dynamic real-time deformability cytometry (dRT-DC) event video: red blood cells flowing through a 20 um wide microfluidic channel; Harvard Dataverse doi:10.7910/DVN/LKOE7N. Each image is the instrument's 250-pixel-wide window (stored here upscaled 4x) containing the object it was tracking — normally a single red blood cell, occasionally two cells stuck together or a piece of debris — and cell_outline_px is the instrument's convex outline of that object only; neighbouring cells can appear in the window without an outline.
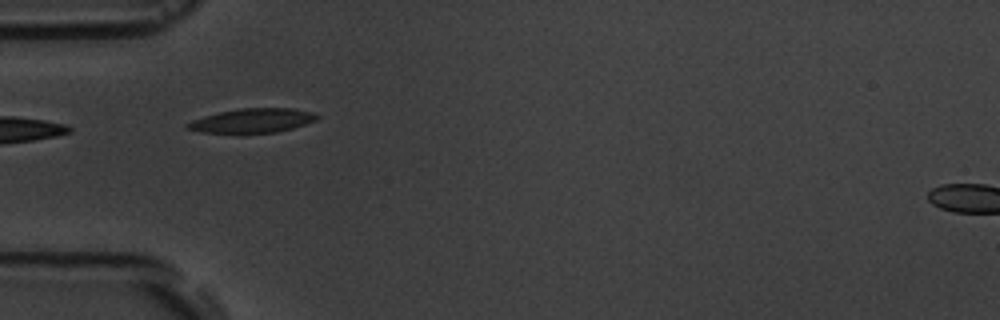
{"species": "common noctule bat (a hibernating species)", "species_latin": "Nyctalus noctula", "temperature_condition": "room temperature", "stored_images_in_passage": 11, "camera_frame_rate_fps": 3000, "um_per_image_px": 0.085, "animal": {"sex": "male", "body_mass_g": 19.5, "forearm_length_mm": 54.6}, "frame": {"image": 1, "passage_image": 5, "time_ms": 5.333, "image_size_px": [1000, 320], "cell_outline_px": [[320, 116], [316, 120], [292, 128], [276, 132], [200, 132], [184, 128], [184, 124], [192, 120], [204, 116], [220, 112], [240, 108], [292, 108], [316, 112]], "centroid_in_image_um": [21.46, 10.23], "position_along_channel_um": 63.5, "area_um2": 18.15}}
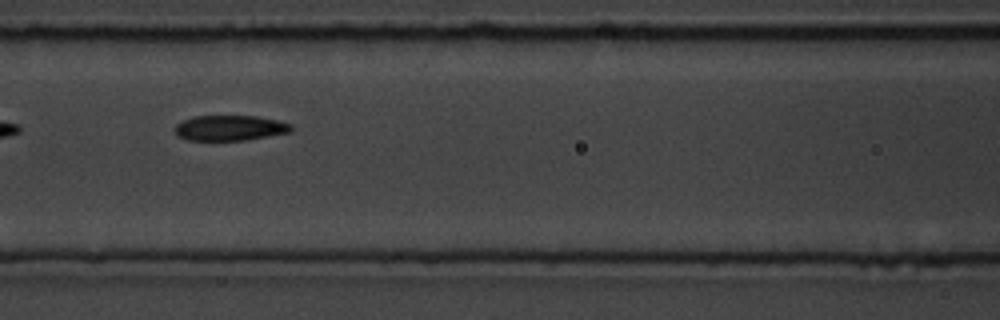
{"frame": {"image": 2, "passage_image": 7, "time_ms": 7.667, "image_size_px": [1000, 320], "cell_outline_px": [[292, 132], [244, 140], [184, 140], [176, 136], [172, 128], [176, 124], [192, 116], [256, 116], [276, 120], [292, 124]], "centroid_in_image_um": [19.48, 10.88], "position_along_channel_um": 147.1, "area_um2": 17.34}}
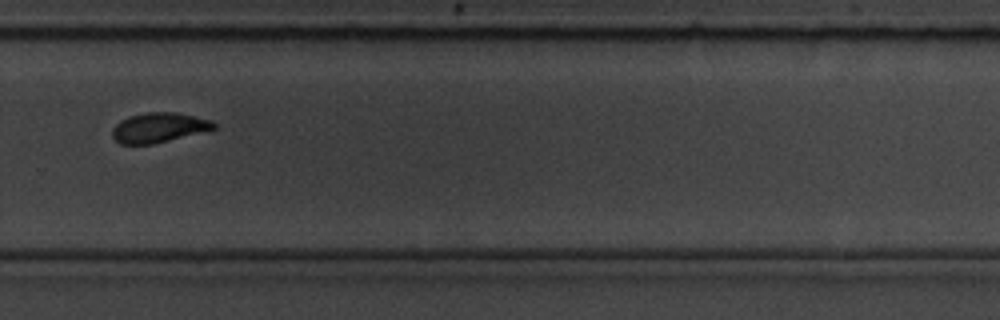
{"frame": {"image": 3, "passage_image": 11, "time_ms": 12.333, "image_size_px": [1000, 320], "cell_outline_px": [[216, 128], [152, 144], [120, 144], [112, 136], [112, 128], [120, 120], [128, 116], [148, 112], [172, 112], [212, 120], [216, 124]], "centroid_in_image_um": [13.45, 10.84], "position_along_channel_um": 316.4, "area_um2": 17.34}}